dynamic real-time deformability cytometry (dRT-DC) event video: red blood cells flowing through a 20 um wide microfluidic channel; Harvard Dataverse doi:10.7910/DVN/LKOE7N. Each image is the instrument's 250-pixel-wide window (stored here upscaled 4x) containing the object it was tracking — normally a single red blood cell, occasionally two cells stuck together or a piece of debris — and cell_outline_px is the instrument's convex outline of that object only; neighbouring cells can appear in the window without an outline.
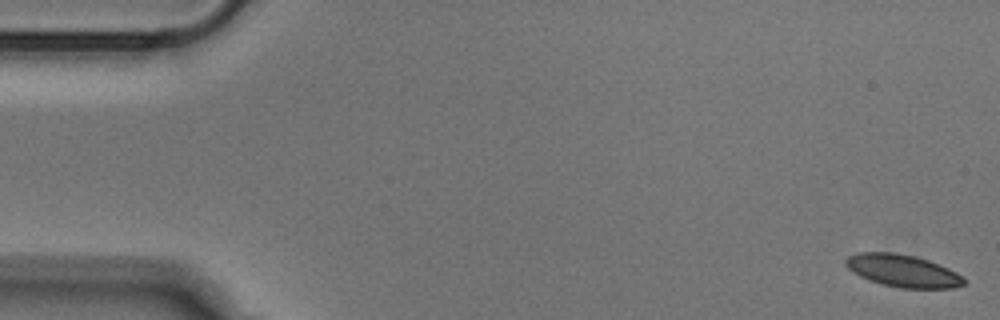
{"species": "Egyptian fruit bat (a non-hibernating species)", "species_latin": "Rousettus aegyptiacus", "temperature_condition": "cold", "stored_images_in_passage": 52, "camera_frame_rate_fps": 3000, "um_per_image_px": 0.085, "animal": {"sex": "male"}, "frame": {"image": 1, "passage_image": 1, "time_ms": 0.0, "image_size_px": [1000, 320], "cell_outline_px": [[964, 284], [952, 288], [900, 288], [880, 284], [868, 280], [860, 276], [848, 268], [844, 264], [844, 260], [848, 256], [860, 252], [896, 252], [916, 256], [928, 260], [948, 268], [964, 276]], "centroid_in_image_um": [76.71, 23.01], "position_along_channel_um": 8.3, "area_um2": 22.43}}
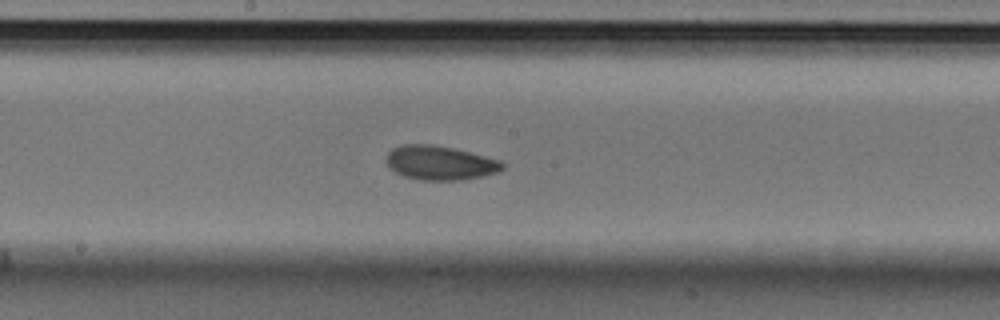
{"frame": {"image": 2, "passage_image": 27, "time_ms": 8.667, "image_size_px": [1000, 320], "cell_outline_px": [[504, 168], [500, 172], [460, 180], [420, 180], [404, 176], [388, 168], [388, 152], [392, 148], [400, 144], [432, 144], [452, 148], [500, 160], [504, 164]], "centroid_in_image_um": [37.39, 13.84], "position_along_channel_um": 210.8, "area_um2": 23.0}}
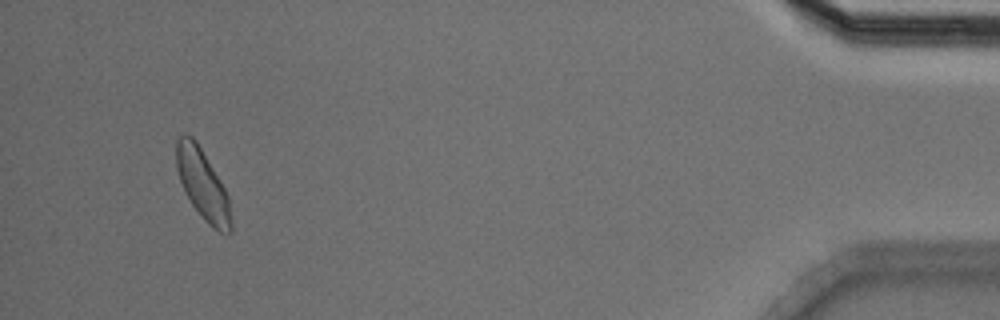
{"frame": {"image": 3, "passage_image": 49, "time_ms": 16.0, "image_size_px": [1000, 320], "cell_outline_px": [[232, 232], [228, 236], [212, 228], [204, 220], [192, 204], [180, 180], [176, 168], [176, 140], [184, 132], [192, 136], [196, 140], [220, 180], [228, 196], [232, 224]], "centroid_in_image_um": [17.24, 15.7], "position_along_channel_um": 418.0, "area_um2": 22.31}}